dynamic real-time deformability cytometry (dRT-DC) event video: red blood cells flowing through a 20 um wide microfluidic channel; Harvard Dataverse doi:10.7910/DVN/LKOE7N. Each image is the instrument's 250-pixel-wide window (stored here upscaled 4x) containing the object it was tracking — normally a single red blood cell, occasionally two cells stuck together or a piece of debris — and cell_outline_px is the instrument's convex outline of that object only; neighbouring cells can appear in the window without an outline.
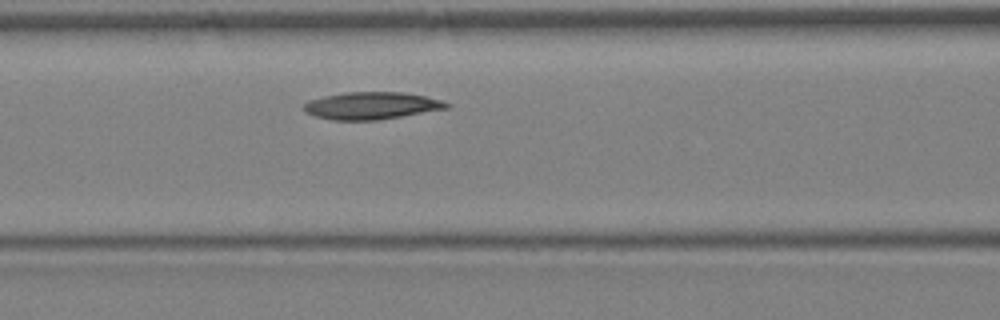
{"species": "Egyptian fruit bat (a non-hibernating species)", "species_latin": "Rousettus aegyptiacus", "temperature_condition": "warm", "stored_images_in_passage": 19, "camera_frame_rate_fps": 3000, "um_per_image_px": 0.085, "animal": {"sex": "female"}, "frame": {"image": 1, "passage_image": 5, "time_ms": 1.333, "image_size_px": [1000, 320], "cell_outline_px": [[448, 108], [376, 120], [332, 120], [316, 116], [304, 112], [304, 104], [312, 100], [324, 96], [344, 92], [404, 92], [444, 100], [448, 104]], "centroid_in_image_um": [31.57, 8.97], "position_along_channel_um": 135.0, "area_um2": 22.43}}
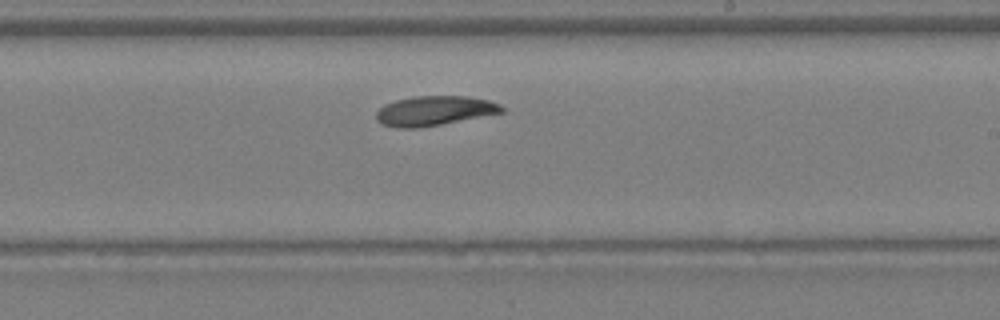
{"frame": {"image": 2, "passage_image": 11, "time_ms": 3.333, "image_size_px": [1000, 320], "cell_outline_px": [[504, 112], [420, 128], [396, 128], [380, 124], [376, 120], [376, 112], [384, 104], [396, 100], [412, 96], [468, 96], [488, 100], [500, 104], [504, 108]], "centroid_in_image_um": [36.88, 9.42], "position_along_channel_um": 252.1, "area_um2": 21.79}}
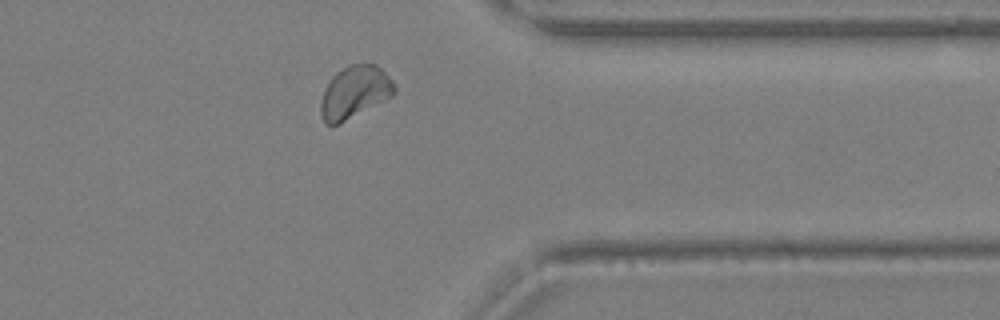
{"frame": {"image": 3, "passage_image": 18, "time_ms": 5.667, "image_size_px": [1000, 320], "cell_outline_px": [[396, 92], [392, 96], [340, 124], [324, 124], [320, 116], [320, 100], [324, 88], [332, 76], [336, 72], [348, 64], [376, 64], [396, 84]], "centroid_in_image_um": [30.12, 7.84], "position_along_channel_um": 381.3, "area_um2": 22.72}}